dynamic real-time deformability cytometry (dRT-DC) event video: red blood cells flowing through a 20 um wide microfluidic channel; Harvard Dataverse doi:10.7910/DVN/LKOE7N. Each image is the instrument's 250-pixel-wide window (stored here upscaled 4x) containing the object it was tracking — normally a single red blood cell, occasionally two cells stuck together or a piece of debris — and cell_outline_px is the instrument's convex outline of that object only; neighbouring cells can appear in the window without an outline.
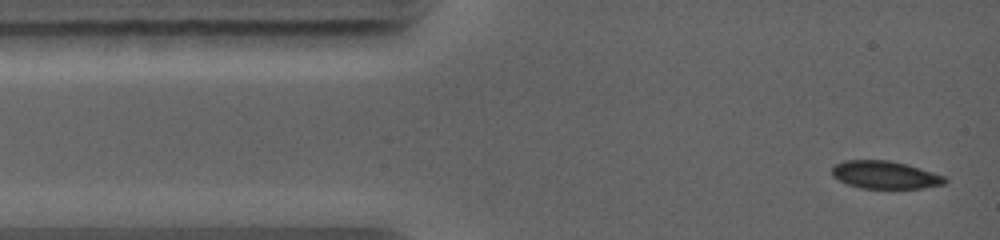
{"species": "common noctule bat (a hibernating species)", "species_latin": "Nyctalus noctula", "temperature_condition": "warm", "stored_images_in_passage": 3, "camera_frame_rate_fps": 5000, "um_per_image_px": 0.085, "animal": {"sex": "female", "body_mass_g": 19.0, "forearm_length_mm": 56.7}, "frame": {"image": 1, "passage_image": 1, "time_ms": 0.0, "image_size_px": [1000, 240], "cell_outline_px": [[948, 180], [944, 184], [924, 188], [860, 188], [848, 184], [832, 176], [832, 164], [844, 160], [888, 160], [904, 164], [932, 172], [944, 176]], "centroid_in_image_um": [75.19, 14.86], "position_along_channel_um": 9.8, "area_um2": 18.15}}